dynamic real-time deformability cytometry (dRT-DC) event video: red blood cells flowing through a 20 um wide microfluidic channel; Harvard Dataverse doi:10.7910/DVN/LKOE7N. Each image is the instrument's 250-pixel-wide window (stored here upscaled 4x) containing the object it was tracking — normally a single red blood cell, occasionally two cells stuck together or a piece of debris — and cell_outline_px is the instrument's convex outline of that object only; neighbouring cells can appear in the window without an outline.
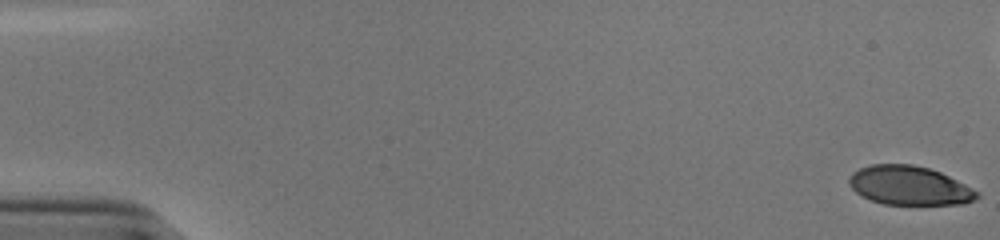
{"species": "human", "species_latin": "Homo sapiens", "temperature_condition": "cold", "stored_images_in_passage": 54, "camera_frame_rate_fps": 3000, "um_per_image_px": 0.085, "donor": {"sex": "male"}, "frame": {"image": 1, "passage_image": 1, "time_ms": 0.0, "image_size_px": [1000, 240], "cell_outline_px": [[980, 196], [976, 200], [964, 204], [884, 204], [872, 200], [856, 192], [848, 184], [848, 180], [852, 172], [860, 168], [872, 164], [912, 164], [928, 168], [940, 172], [980, 192]], "centroid_in_image_um": [77.31, 15.77], "position_along_channel_um": 7.7, "area_um2": 28.96}}
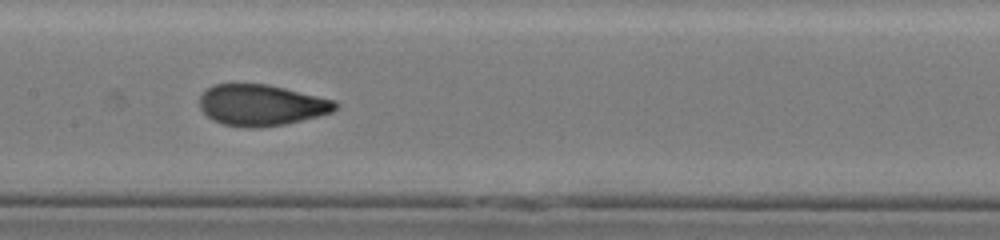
{"frame": {"image": 2, "passage_image": 28, "time_ms": 9.0, "image_size_px": [1000, 240], "cell_outline_px": [[340, 104], [332, 112], [284, 124], [260, 128], [248, 128], [224, 124], [212, 120], [200, 108], [200, 96], [212, 84], [268, 84], [336, 100]], "centroid_in_image_um": [22.22, 8.93], "position_along_channel_um": 185.2, "area_um2": 32.48}}
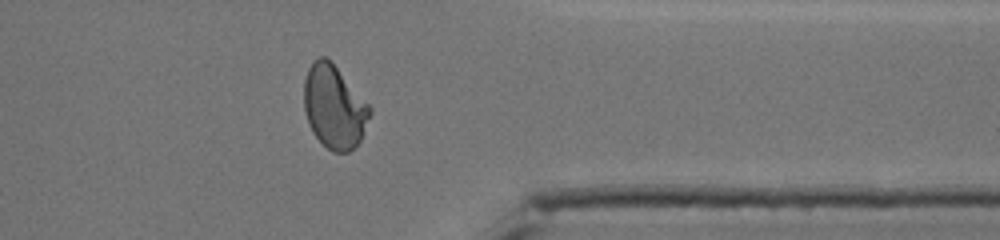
{"frame": {"image": 3, "passage_image": 44, "time_ms": 14.333, "image_size_px": [1000, 240], "cell_outline_px": [[372, 112], [360, 140], [348, 152], [332, 152], [312, 132], [308, 124], [304, 108], [304, 80], [308, 68], [320, 56], [324, 56], [332, 60], [372, 108]], "centroid_in_image_um": [28.4, 9.06], "position_along_channel_um": 383.0, "area_um2": 31.96}, "authors_computed_cell_mechanics": {"area_um2": 32.1368, "velocity_mm_per_s": 3.8565, "shape_relaxation_time_tau1_ms": 4.3744, "shape_relaxation_time_tau2_ms": null, "deformation_change_tau1": 0.1882, "deformation_change_tau2": null}}